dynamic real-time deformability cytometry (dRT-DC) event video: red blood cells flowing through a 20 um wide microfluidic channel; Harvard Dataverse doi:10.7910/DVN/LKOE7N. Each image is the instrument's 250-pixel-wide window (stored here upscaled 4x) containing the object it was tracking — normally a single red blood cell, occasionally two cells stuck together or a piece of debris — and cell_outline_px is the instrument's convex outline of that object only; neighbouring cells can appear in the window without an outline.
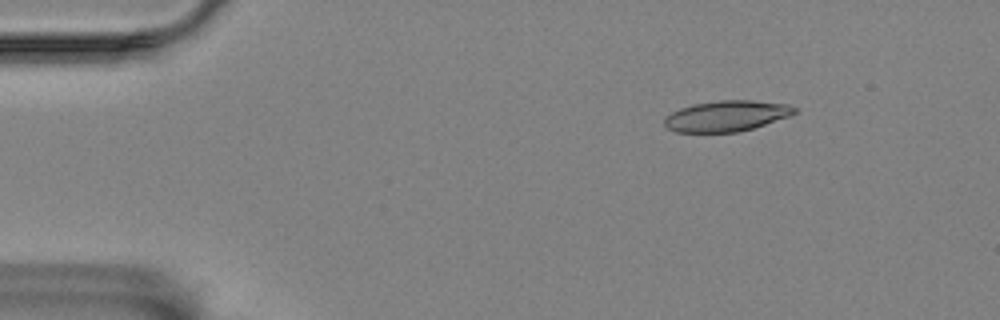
{"species": "Egyptian fruit bat (a non-hibernating species)", "species_latin": "Rousettus aegyptiacus", "temperature_condition": "room temperature", "stored_images_in_passage": 38, "camera_frame_rate_fps": 3000, "um_per_image_px": 0.085, "animal": {"sex": "female"}, "frame": {"image": 1, "passage_image": 1, "time_ms": 0.0, "image_size_px": [1000, 320], "cell_outline_px": [[796, 112], [788, 116], [752, 128], [736, 132], [676, 132], [668, 128], [664, 124], [664, 116], [680, 108], [692, 104], [720, 100], [752, 100], [788, 104], [796, 108]], "centroid_in_image_um": [61.71, 9.85], "position_along_channel_um": 23.3, "area_um2": 23.18}}
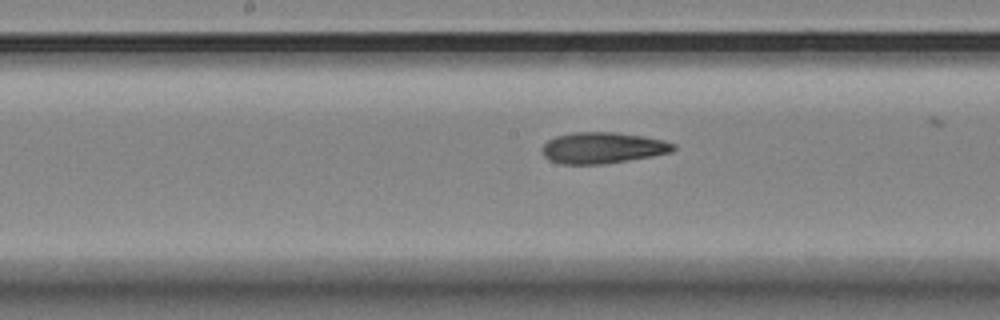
{"frame": {"image": 2, "passage_image": 22, "time_ms": 7.0, "image_size_px": [1000, 320], "cell_outline_px": [[676, 148], [672, 152], [652, 156], [604, 164], [560, 164], [548, 160], [544, 156], [540, 148], [548, 140], [556, 136], [572, 132], [616, 132], [664, 140], [676, 144]], "centroid_in_image_um": [51.2, 12.57], "position_along_channel_um": 197.0, "area_um2": 23.99}}
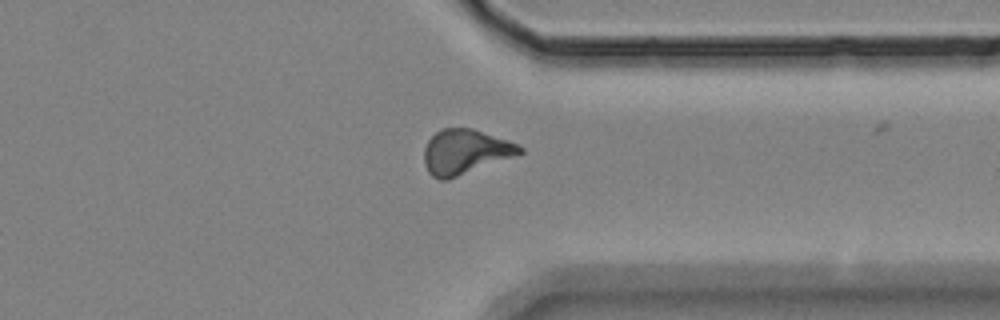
{"frame": {"image": 3, "passage_image": 37, "time_ms": 12.0, "image_size_px": [1000, 320], "cell_outline_px": [[524, 152], [448, 180], [440, 180], [432, 176], [428, 172], [424, 164], [424, 148], [428, 140], [440, 128], [472, 128], [520, 144], [524, 148]], "centroid_in_image_um": [39.52, 12.9], "position_along_channel_um": 371.9, "area_um2": 24.97}}